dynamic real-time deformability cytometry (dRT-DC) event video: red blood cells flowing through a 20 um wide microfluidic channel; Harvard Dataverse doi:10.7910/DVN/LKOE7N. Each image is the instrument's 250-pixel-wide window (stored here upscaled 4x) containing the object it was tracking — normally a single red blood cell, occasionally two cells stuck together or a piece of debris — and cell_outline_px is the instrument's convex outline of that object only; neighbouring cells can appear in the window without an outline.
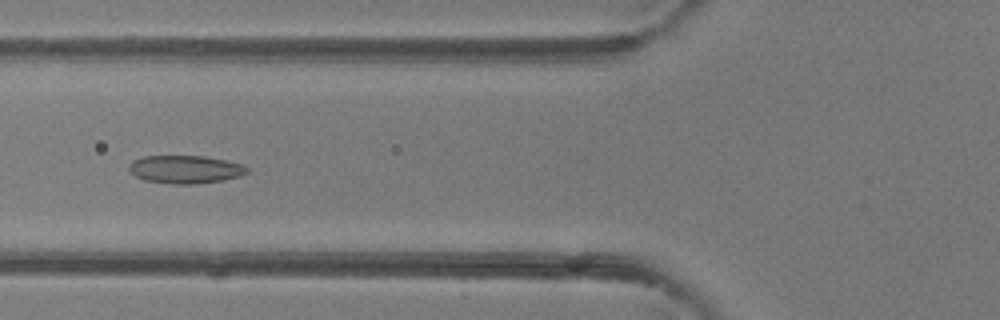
{"species": "common noctule bat (a hibernating species)", "species_latin": "Nyctalus noctula", "temperature_condition": "room temperature", "stored_images_in_passage": 42, "camera_frame_rate_fps": 3000, "um_per_image_px": 0.085, "animal": {"sex": "female"}, "frame": {"image": 1, "passage_image": 12, "time_ms": 3.667, "image_size_px": [1000, 320], "cell_outline_px": [[248, 172], [240, 176], [224, 180], [196, 184], [172, 184], [144, 180], [136, 176], [128, 168], [128, 164], [132, 160], [144, 156], [204, 156], [244, 164], [248, 168]], "centroid_in_image_um": [15.75, 14.4], "position_along_channel_um": 110.0, "area_um2": 19.36}}
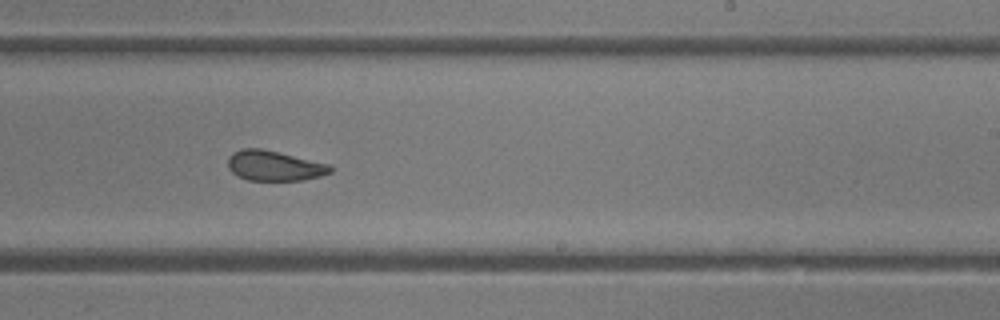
{"frame": {"image": 2, "passage_image": 23, "time_ms": 7.333, "image_size_px": [1000, 320], "cell_outline_px": [[332, 172], [320, 176], [304, 180], [248, 180], [232, 172], [228, 168], [228, 156], [232, 152], [244, 148], [260, 148], [328, 164], [332, 168]], "centroid_in_image_um": [23.29, 14.09], "position_along_channel_um": 265.7, "area_um2": 17.74}}
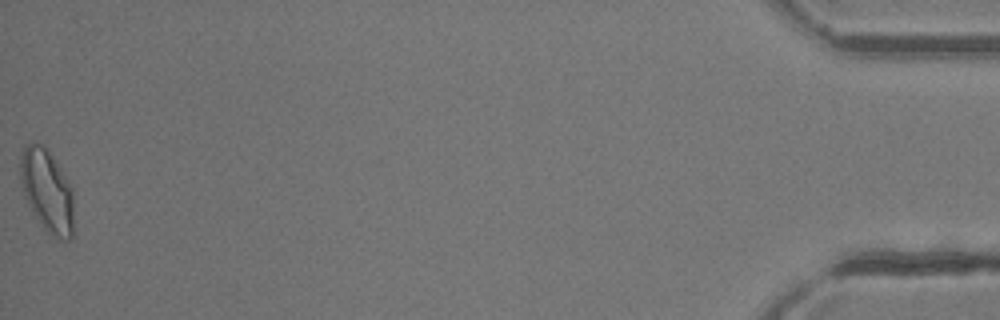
{"frame": {"image": 3, "passage_image": 42, "time_ms": 13.667, "image_size_px": [1000, 320], "cell_outline_px": [[72, 236], [68, 240], [60, 240], [48, 232], [44, 228], [32, 212], [24, 196], [20, 184], [20, 156], [24, 144], [32, 140], [44, 144], [48, 148], [72, 188]], "centroid_in_image_um": [3.95, 16.14], "position_along_channel_um": 431.2, "area_um2": 26.01}, "authors_computed_cell_mechanics": {"area_um2": 19.7098, "velocity_mm_per_s": 4.2425, "shape_relaxation_time_tau1_ms": null, "shape_relaxation_time_tau2_ms": 2.1067, "deformation_change_tau1": null, "deformation_change_tau2": 0.0743}}